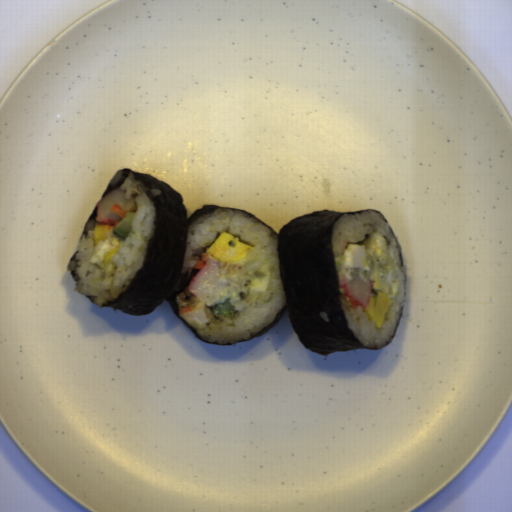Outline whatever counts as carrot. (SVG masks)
Listing matches in <instances>:
<instances>
[{
    "label": "carrot",
    "instance_id": "carrot-1",
    "mask_svg": "<svg viewBox=\"0 0 512 512\" xmlns=\"http://www.w3.org/2000/svg\"><path fill=\"white\" fill-rule=\"evenodd\" d=\"M210 257H213V256L210 255L208 252H202L201 259H198L197 261H195V269L203 270L207 259H209Z\"/></svg>",
    "mask_w": 512,
    "mask_h": 512
},
{
    "label": "carrot",
    "instance_id": "carrot-2",
    "mask_svg": "<svg viewBox=\"0 0 512 512\" xmlns=\"http://www.w3.org/2000/svg\"><path fill=\"white\" fill-rule=\"evenodd\" d=\"M110 209L111 211L115 212L116 214H118L121 218H125L126 214L128 213V211H125L121 206H119L117 203L115 204H112L110 206Z\"/></svg>",
    "mask_w": 512,
    "mask_h": 512
},
{
    "label": "carrot",
    "instance_id": "carrot-3",
    "mask_svg": "<svg viewBox=\"0 0 512 512\" xmlns=\"http://www.w3.org/2000/svg\"><path fill=\"white\" fill-rule=\"evenodd\" d=\"M194 308L190 307V306H184L183 308H181L179 310V313L180 314H183V313H190L191 310H193Z\"/></svg>",
    "mask_w": 512,
    "mask_h": 512
}]
</instances>
